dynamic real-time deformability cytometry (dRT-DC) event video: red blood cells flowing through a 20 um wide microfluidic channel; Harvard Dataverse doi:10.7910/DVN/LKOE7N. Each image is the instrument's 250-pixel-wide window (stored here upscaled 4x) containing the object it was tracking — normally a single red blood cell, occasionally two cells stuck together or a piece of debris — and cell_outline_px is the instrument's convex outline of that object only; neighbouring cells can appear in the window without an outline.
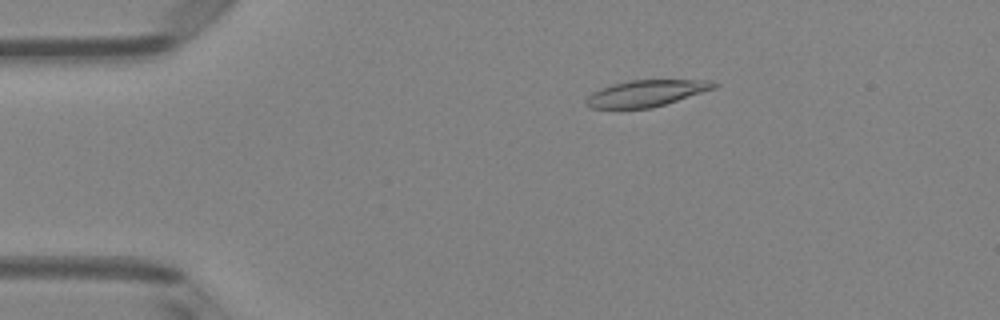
{"species": "Egyptian fruit bat (a non-hibernating species)", "species_latin": "Rousettus aegyptiacus", "temperature_condition": "room temperature", "stored_images_in_passage": 50, "camera_frame_rate_fps": 3000, "um_per_image_px": 0.085, "animal": {"sex": "female"}, "frame": {"image": 1, "passage_image": 9, "time_ms": 2.667, "image_size_px": [1000, 320], "cell_outline_px": [[720, 84], [716, 88], [652, 108], [588, 108], [588, 96], [592, 92], [600, 88], [612, 84], [628, 80], [712, 80]], "centroid_in_image_um": [54.97, 7.91], "position_along_channel_um": 30.0, "area_um2": 19.59}}
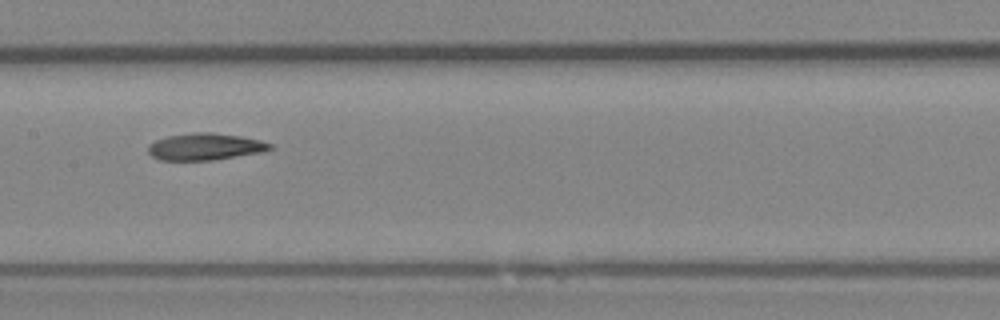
{"frame": {"image": 2, "passage_image": 25, "time_ms": 8.0, "image_size_px": [1000, 320], "cell_outline_px": [[272, 148], [264, 152], [212, 160], [160, 160], [152, 156], [148, 152], [148, 144], [156, 140], [168, 136], [196, 132], [212, 132], [240, 136], [260, 140], [272, 144]], "centroid_in_image_um": [17.44, 12.47], "position_along_channel_um": 190.0, "area_um2": 19.07}}
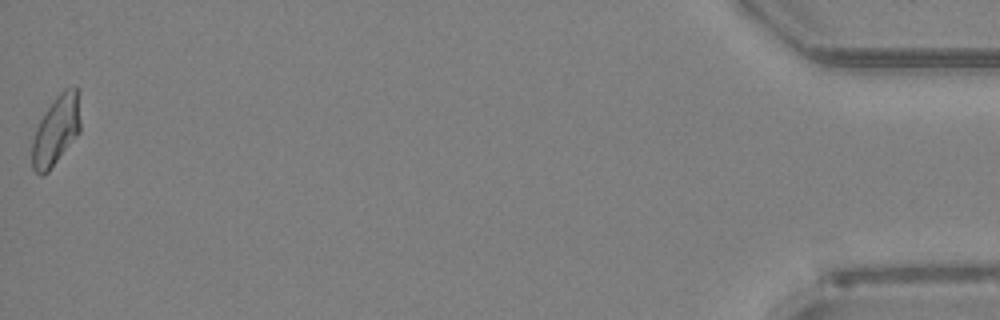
{"frame": {"image": 3, "passage_image": 50, "time_ms": 16.333, "image_size_px": [1000, 320], "cell_outline_px": [[80, 132], [48, 172], [44, 176], [40, 176], [32, 168], [32, 140], [36, 128], [40, 120], [56, 96], [64, 88], [76, 88], [80, 120]], "centroid_in_image_um": [4.74, 11.14], "position_along_channel_um": 430.5, "area_um2": 19.31}, "authors_computed_cell_mechanics": {"area_um2": 19.5653, "velocity_mm_per_s": 4.034, "shape_relaxation_time_tau1_ms": null, "shape_relaxation_time_tau2_ms": 3.6193, "deformation_change_tau1": null, "deformation_change_tau2": 0.1121}}